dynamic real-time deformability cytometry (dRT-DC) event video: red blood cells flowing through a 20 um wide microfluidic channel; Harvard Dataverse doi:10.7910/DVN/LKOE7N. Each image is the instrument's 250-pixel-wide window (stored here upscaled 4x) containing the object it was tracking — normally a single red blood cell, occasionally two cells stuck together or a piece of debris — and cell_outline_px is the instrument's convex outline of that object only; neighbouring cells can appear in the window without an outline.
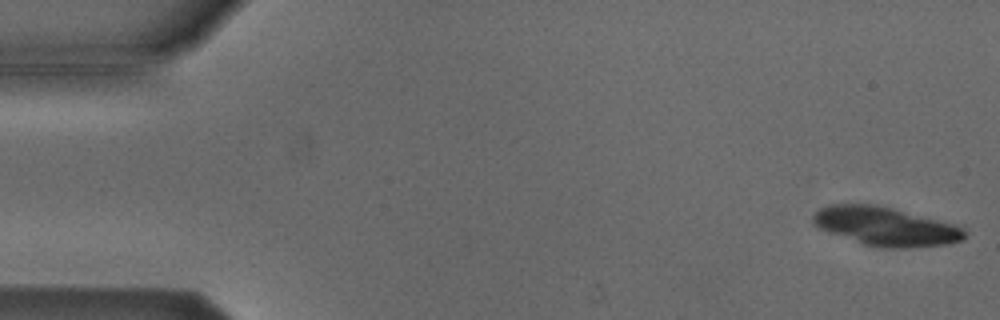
{"species": "Egyptian fruit bat (a non-hibernating species)", "species_latin": "Rousettus aegyptiacus", "temperature_condition": "cold", "stored_images_in_passage": 14, "camera_frame_rate_fps": 3000, "um_per_image_px": 0.085, "animal": {"sex": "male"}, "frame": {"image": 1, "passage_image": 1, "time_ms": 0.0, "image_size_px": [1000, 320], "cell_outline_px": [[968, 232], [964, 240], [948, 244], [904, 248], [880, 248], [864, 244], [828, 232], [812, 224], [812, 216], [820, 208], [828, 204], [876, 204], [964, 224]], "centroid_in_image_um": [75.4, 19.23], "position_along_channel_um": 9.6, "area_um2": 35.14}}